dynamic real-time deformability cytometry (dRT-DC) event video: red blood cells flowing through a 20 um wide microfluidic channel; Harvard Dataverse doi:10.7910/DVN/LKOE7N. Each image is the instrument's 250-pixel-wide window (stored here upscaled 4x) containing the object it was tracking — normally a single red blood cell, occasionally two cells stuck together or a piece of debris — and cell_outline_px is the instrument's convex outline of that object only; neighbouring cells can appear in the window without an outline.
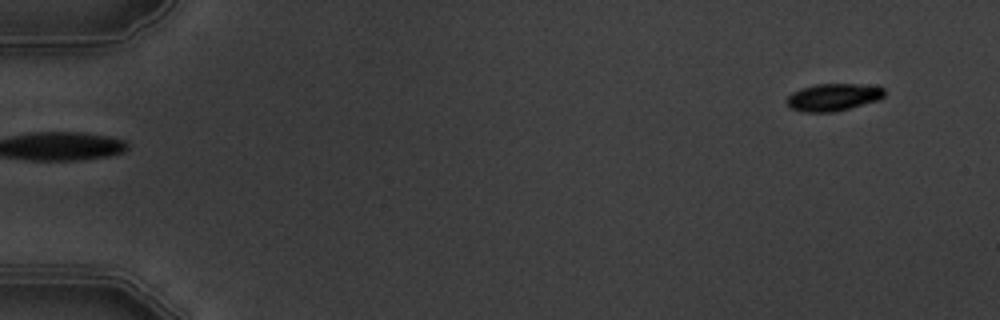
{"species": "common noctule bat (a hibernating species)", "species_latin": "Nyctalus noctula", "temperature_condition": "warm", "stored_images_in_passage": 6, "segment_of_instrument_passage": [2, 2], "camera_frame_rate_fps": 3000, "um_per_image_px": 0.085, "animal": {"sex": "male", "body_mass_g": 19.5, "forearm_length_mm": 54.6}, "frame": {"image": 1, "passage_image": 6, "time_ms": 5.667, "image_size_px": [1000, 320], "cell_outline_px": [[884, 96], [880, 100], [832, 112], [804, 112], [792, 108], [784, 100], [792, 92], [800, 88], [816, 84], [860, 84], [884, 88]], "centroid_in_image_um": [70.8, 8.25], "position_along_channel_um": 14.2, "area_um2": 15.49}}